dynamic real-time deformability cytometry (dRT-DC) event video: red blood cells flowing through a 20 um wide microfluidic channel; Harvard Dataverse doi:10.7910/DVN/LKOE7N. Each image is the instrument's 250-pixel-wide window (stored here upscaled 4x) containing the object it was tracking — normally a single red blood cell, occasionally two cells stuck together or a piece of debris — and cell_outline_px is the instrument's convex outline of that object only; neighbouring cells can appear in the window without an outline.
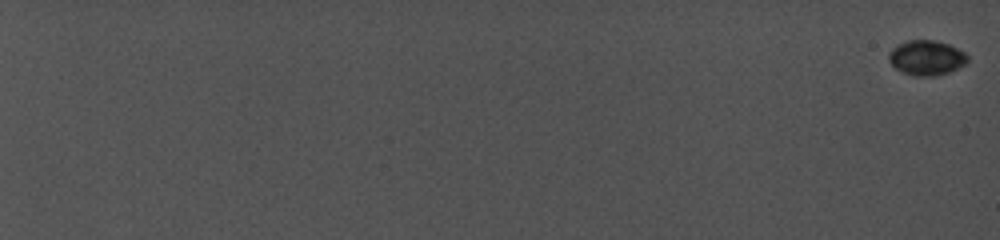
{"species": "common noctule bat (a hibernating species)", "species_latin": "Nyctalus noctula", "temperature_condition": "cold", "stored_images_in_passage": 20, "camera_frame_rate_fps": 5000, "um_per_image_px": 0.085, "animal": {"sex": "female", "body_mass_g": 19.0, "forearm_length_mm": 56.7}, "frame": {"image": 1, "passage_image": 1, "time_ms": 0.0, "image_size_px": [1000, 240], "cell_outline_px": [[968, 60], [964, 64], [948, 72], [936, 76], [912, 76], [896, 68], [888, 60], [888, 52], [892, 48], [908, 40], [936, 40], [948, 44], [964, 52], [968, 56]], "centroid_in_image_um": [78.73, 4.91], "position_along_channel_um": 6.3, "area_um2": 15.9}}
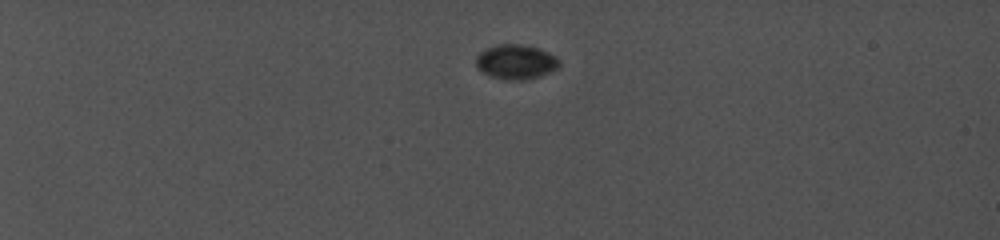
{"frame": {"image": 2, "passage_image": 16, "time_ms": 6.6, "image_size_px": [1000, 240], "cell_outline_px": [[560, 64], [556, 68], [540, 76], [524, 80], [504, 80], [488, 76], [480, 72], [476, 68], [476, 56], [480, 52], [496, 44], [520, 44], [540, 48], [556, 56], [560, 60]], "centroid_in_image_um": [43.82, 5.27], "position_along_channel_um": 41.2, "area_um2": 17.05}}